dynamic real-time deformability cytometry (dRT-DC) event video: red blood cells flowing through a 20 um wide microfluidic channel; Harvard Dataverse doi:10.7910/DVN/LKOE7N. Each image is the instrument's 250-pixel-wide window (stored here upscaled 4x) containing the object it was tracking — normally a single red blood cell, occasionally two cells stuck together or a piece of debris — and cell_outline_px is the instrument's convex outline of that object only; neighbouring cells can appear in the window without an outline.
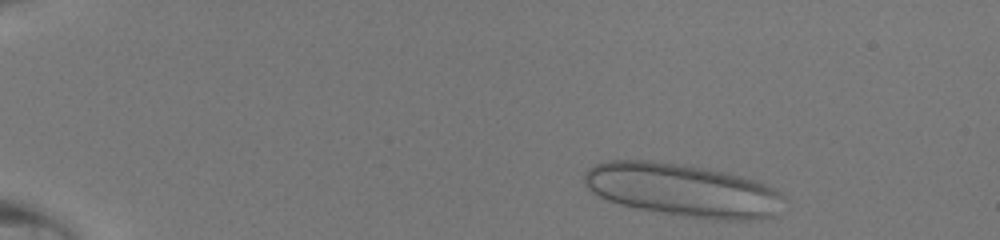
{"species": "human", "species_latin": "Homo sapiens", "temperature_condition": "room temperature", "stored_images_in_passage": 42, "camera_frame_rate_fps": 3000, "um_per_image_px": 0.085, "donor": {"sex": "male"}, "frame": {"image": 1, "passage_image": 2, "time_ms": 0.333, "image_size_px": [1000, 240], "cell_outline_px": [[788, 200], [776, 216], [748, 220], [716, 220], [684, 216], [636, 208], [620, 204], [608, 200], [592, 192], [584, 184], [584, 172], [588, 168], [596, 164], [608, 160], [652, 160], [684, 164], [728, 172], [764, 184], [780, 192]], "centroid_in_image_um": [58.07, 16.16], "position_along_channel_um": 26.9, "area_um2": 62.14}}
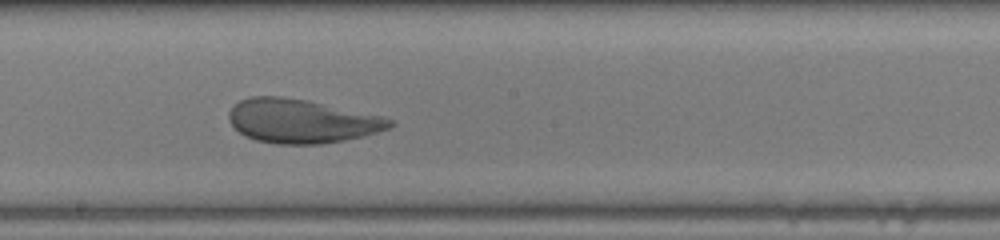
{"frame": {"image": 2, "passage_image": 23, "time_ms": 7.333, "image_size_px": [1000, 240], "cell_outline_px": [[396, 124], [388, 128], [376, 132], [344, 140], [320, 144], [276, 144], [256, 140], [244, 136], [228, 120], [228, 112], [240, 100], [248, 96], [280, 96], [308, 100], [384, 116], [392, 120]], "centroid_in_image_um": [25.62, 10.28], "position_along_channel_um": 222.6, "area_um2": 41.15}}
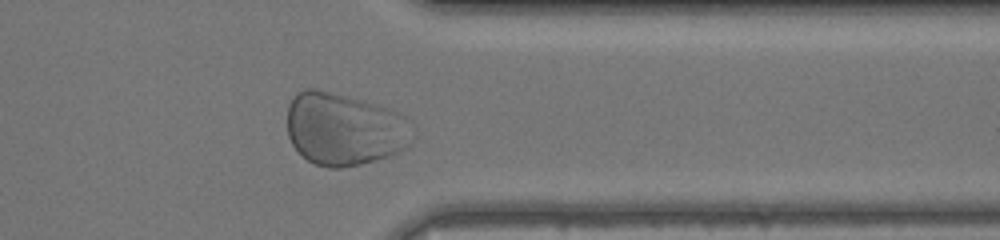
{"frame": {"image": 3, "passage_image": 34, "time_ms": 11.0, "image_size_px": [1000, 240], "cell_outline_px": [[416, 136], [404, 148], [392, 156], [360, 164], [340, 168], [328, 168], [316, 164], [308, 160], [292, 144], [288, 136], [288, 104], [292, 96], [296, 92], [304, 88], [316, 88], [360, 100], [388, 108], [412, 120]], "centroid_in_image_um": [29.29, 10.97], "position_along_channel_um": 382.1, "area_um2": 53.58}}